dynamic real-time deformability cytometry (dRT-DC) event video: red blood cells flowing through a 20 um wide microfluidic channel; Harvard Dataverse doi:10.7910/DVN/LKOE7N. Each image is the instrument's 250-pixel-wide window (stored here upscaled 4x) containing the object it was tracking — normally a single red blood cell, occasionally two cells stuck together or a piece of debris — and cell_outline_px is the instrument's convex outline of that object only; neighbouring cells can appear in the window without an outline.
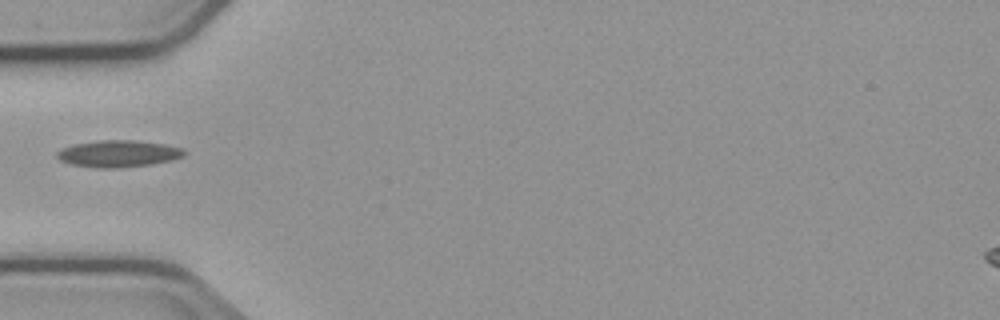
{"species": "common noctule bat (a hibernating species)", "species_latin": "Nyctalus noctula", "temperature_condition": "cold", "stored_images_in_passage": 1, "camera_frame_rate_fps": 3000, "um_per_image_px": 0.085, "animal": {"sex": "male", "body_mass_g": 23.1, "forearm_length_mm": 52.7}, "frame": {"image": 1, "passage_image": 1, "time_ms": 0.0, "image_size_px": [1000, 320], "cell_outline_px": [[188, 152], [184, 156], [172, 160], [152, 164], [116, 168], [100, 168], [72, 164], [60, 160], [56, 156], [56, 152], [60, 148], [76, 144], [96, 140], [136, 140], [164, 144], [184, 148]], "centroid_in_image_um": [10.09, 13.05], "position_along_channel_um": 74.9, "area_um2": 20.0}}